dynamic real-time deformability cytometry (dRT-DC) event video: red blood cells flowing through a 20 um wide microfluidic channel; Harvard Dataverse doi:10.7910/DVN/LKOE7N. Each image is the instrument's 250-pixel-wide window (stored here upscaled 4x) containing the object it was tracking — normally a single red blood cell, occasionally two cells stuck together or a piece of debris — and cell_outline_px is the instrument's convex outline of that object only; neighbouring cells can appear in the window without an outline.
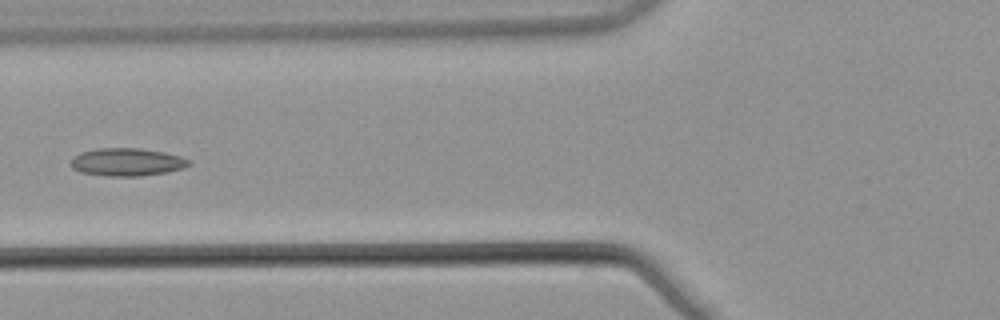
{"species": "common noctule bat (a hibernating species)", "species_latin": "Nyctalus noctula", "temperature_condition": "warm", "stored_images_in_passage": 5, "camera_frame_rate_fps": 3000, "um_per_image_px": 0.085, "animal": {"sex": "male", "body_mass_g": 21.5, "forearm_length_mm": 52.0}, "frame": {"image": 1, "passage_image": 4, "time_ms": 1.0, "image_size_px": [1000, 320], "cell_outline_px": [[192, 164], [184, 168], [164, 172], [140, 176], [108, 176], [80, 172], [72, 168], [72, 156], [80, 152], [100, 148], [140, 148], [164, 152], [180, 156], [192, 160]], "centroid_in_image_um": [10.81, 13.77], "position_along_channel_um": 115.0, "area_um2": 19.19}}
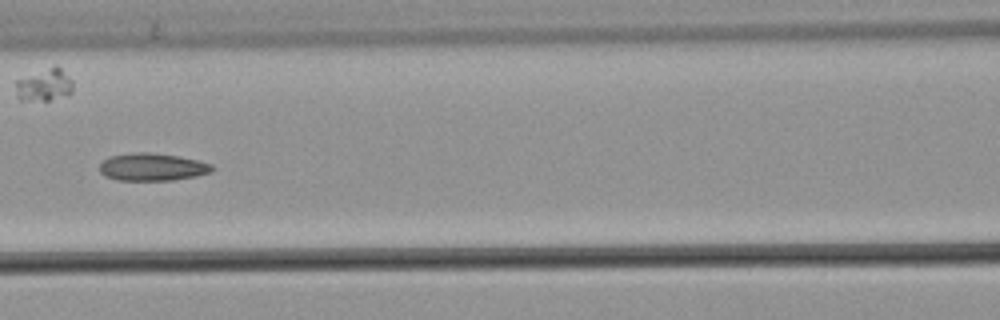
{"frame": {"image": 2, "passage_image": 5, "time_ms": 1.333, "image_size_px": [1000, 320], "cell_outline_px": [[216, 168], [212, 172], [196, 176], [172, 180], [116, 180], [104, 176], [100, 172], [100, 164], [108, 156], [136, 152], [148, 152], [176, 156], [196, 160], [212, 164]], "centroid_in_image_um": [12.94, 14.2], "position_along_channel_um": 153.7, "area_um2": 18.09}}